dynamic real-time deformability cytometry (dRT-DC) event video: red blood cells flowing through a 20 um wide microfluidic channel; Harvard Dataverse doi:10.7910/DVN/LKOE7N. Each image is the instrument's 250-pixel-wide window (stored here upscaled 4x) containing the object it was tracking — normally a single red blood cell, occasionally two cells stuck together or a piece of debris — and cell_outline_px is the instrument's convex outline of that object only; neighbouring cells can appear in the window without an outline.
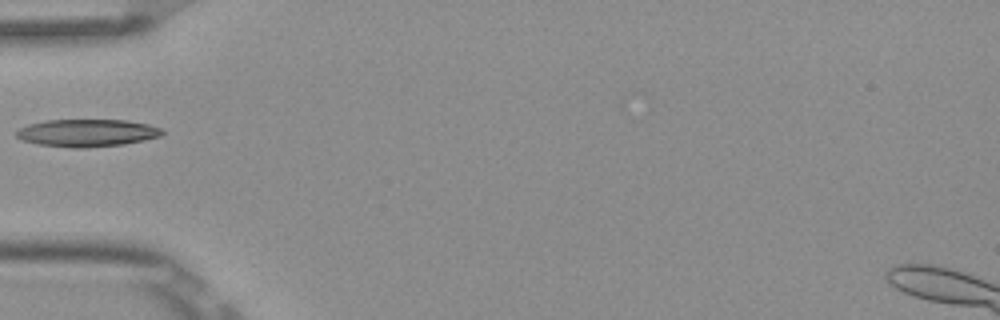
{"species": "Egyptian fruit bat (a non-hibernating species)", "species_latin": "Rousettus aegyptiacus", "temperature_condition": "room temperature", "stored_images_in_passage": 3, "camera_frame_rate_fps": 3000, "um_per_image_px": 0.085, "frame": {"image": 1, "passage_image": 3, "time_ms": 0.667, "image_size_px": [1000, 320], "cell_outline_px": [[164, 132], [160, 136], [144, 140], [124, 144], [84, 148], [72, 148], [36, 144], [20, 140], [16, 136], [16, 132], [20, 128], [28, 124], [44, 120], [128, 120], [148, 124], [160, 128]], "centroid_in_image_um": [7.37, 11.3], "position_along_channel_um": 77.6, "area_um2": 23.47}}